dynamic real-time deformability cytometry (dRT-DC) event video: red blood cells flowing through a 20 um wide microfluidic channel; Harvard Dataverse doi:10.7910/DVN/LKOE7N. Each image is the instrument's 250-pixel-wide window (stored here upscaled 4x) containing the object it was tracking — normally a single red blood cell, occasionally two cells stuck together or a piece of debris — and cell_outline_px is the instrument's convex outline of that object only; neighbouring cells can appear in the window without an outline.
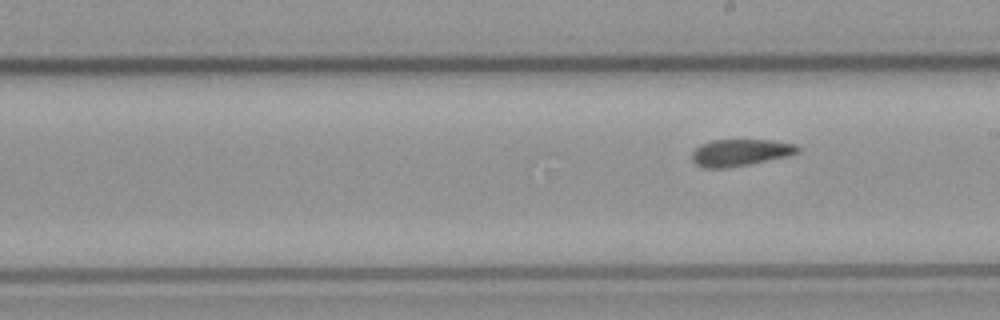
{"species": "common noctule bat (a hibernating species)", "species_latin": "Nyctalus noctula", "temperature_condition": "cold", "stored_images_in_passage": 10, "camera_frame_rate_fps": 3000, "um_per_image_px": 0.085, "animal": {"sex": "male", "body_mass_g": 23.1, "forearm_length_mm": 52.7}, "frame": {"image": 1, "passage_image": 10, "time_ms": 12.0, "image_size_px": [1000, 320], "cell_outline_px": [[800, 152], [784, 156], [748, 164], [724, 168], [704, 168], [696, 164], [692, 160], [692, 152], [700, 144], [712, 140], [772, 140], [796, 144], [800, 148]], "centroid_in_image_um": [62.89, 12.95], "position_along_channel_um": 226.1, "area_um2": 16.36}}